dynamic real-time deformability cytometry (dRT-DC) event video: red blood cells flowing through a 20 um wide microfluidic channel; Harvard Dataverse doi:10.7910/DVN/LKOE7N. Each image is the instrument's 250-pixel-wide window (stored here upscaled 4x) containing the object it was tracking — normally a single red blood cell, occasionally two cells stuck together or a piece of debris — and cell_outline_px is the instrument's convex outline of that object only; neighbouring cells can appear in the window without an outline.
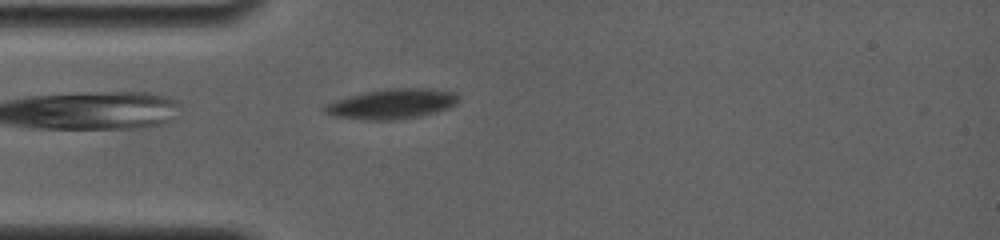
{"species": "common noctule bat (a hibernating species)", "species_latin": "Nyctalus noctula", "temperature_condition": "room temperature", "stored_images_in_passage": 41, "camera_frame_rate_fps": 4000, "um_per_image_px": 0.085, "animal": {"sex": "female", "body_mass_g": 19.0, "forearm_length_mm": 56.7}, "frame": {"image": 1, "passage_image": 3, "time_ms": 0.25, "image_size_px": [1000, 240], "cell_outline_px": [[460, 100], [456, 104], [448, 108], [436, 112], [420, 116], [392, 120], [368, 120], [332, 116], [324, 112], [320, 108], [324, 104], [348, 96], [364, 92], [384, 88], [424, 88], [456, 92], [460, 96]], "centroid_in_image_um": [33.3, 8.82], "position_along_channel_um": 51.7, "area_um2": 23.7}}
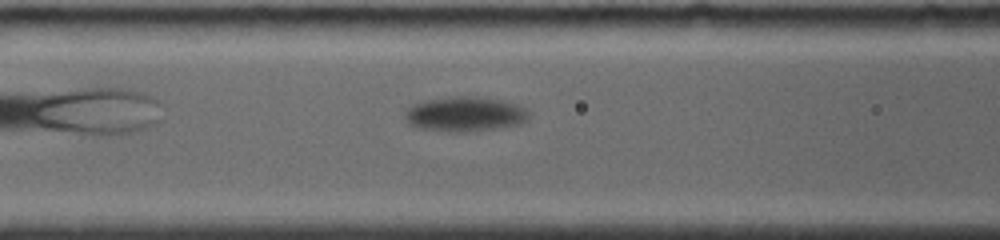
{"frame": {"image": 2, "passage_image": 15, "time_ms": 2.75, "image_size_px": [1000, 240], "cell_outline_px": [[528, 120], [520, 124], [496, 128], [460, 132], [448, 132], [420, 128], [408, 124], [404, 116], [408, 108], [412, 104], [420, 100], [456, 96], [480, 96], [500, 100], [516, 104], [528, 108]], "centroid_in_image_um": [39.5, 9.68], "position_along_channel_um": 127.1, "area_um2": 25.37}}
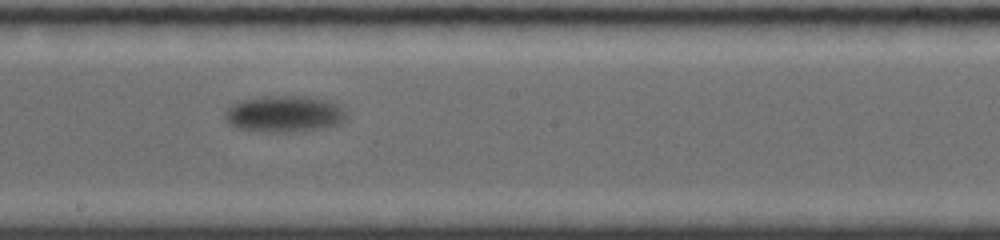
{"frame": {"image": 3, "passage_image": 30, "time_ms": 5.75, "image_size_px": [1000, 240], "cell_outline_px": [[348, 116], [340, 124], [328, 128], [288, 132], [264, 132], [236, 128], [228, 124], [224, 120], [224, 112], [228, 108], [240, 100], [268, 96], [304, 96], [328, 100], [344, 108]], "centroid_in_image_um": [24.18, 9.7], "position_along_channel_um": 224.0, "area_um2": 26.18}}